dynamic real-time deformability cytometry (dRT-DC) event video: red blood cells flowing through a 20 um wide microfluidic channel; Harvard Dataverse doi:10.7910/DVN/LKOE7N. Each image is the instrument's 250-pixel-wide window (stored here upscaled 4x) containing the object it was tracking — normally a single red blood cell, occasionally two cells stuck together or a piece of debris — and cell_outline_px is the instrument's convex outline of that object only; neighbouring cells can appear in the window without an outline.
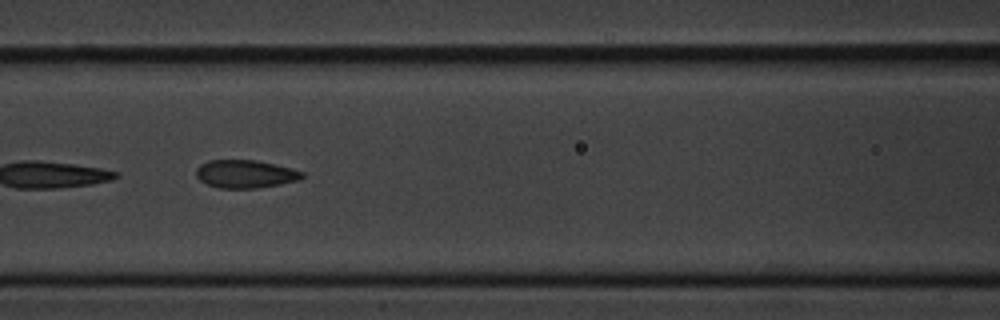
{"species": "common noctule bat (a hibernating species)", "species_latin": "Nyctalus noctula", "temperature_condition": "cold", "stored_images_in_passage": 41, "camera_frame_rate_fps": 3000, "um_per_image_px": 0.085, "animal": {"sex": "male", "body_mass_g": 20.1, "forearm_length_mm": 53.5}, "frame": {"image": 1, "passage_image": 24, "time_ms": 7.667, "image_size_px": [1000, 320], "cell_outline_px": [[304, 176], [300, 180], [280, 184], [256, 188], [220, 188], [208, 184], [200, 180], [196, 176], [196, 168], [200, 164], [208, 160], [256, 160], [304, 172]], "centroid_in_image_um": [20.83, 14.79], "position_along_channel_um": 145.8, "area_um2": 17.17}}
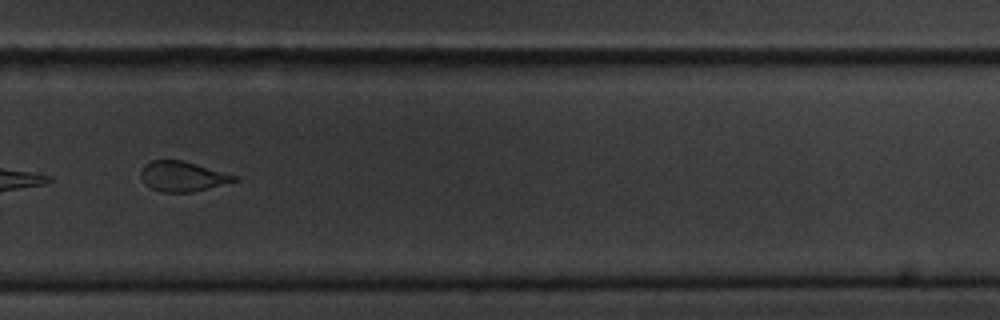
{"frame": {"image": 2, "passage_image": 38, "time_ms": 12.333, "image_size_px": [1000, 320], "cell_outline_px": [[240, 180], [192, 192], [160, 192], [144, 184], [140, 176], [140, 172], [144, 164], [152, 160], [180, 160], [236, 176]], "centroid_in_image_um": [15.45, 15.0], "position_along_channel_um": 314.3, "area_um2": 16.13}}
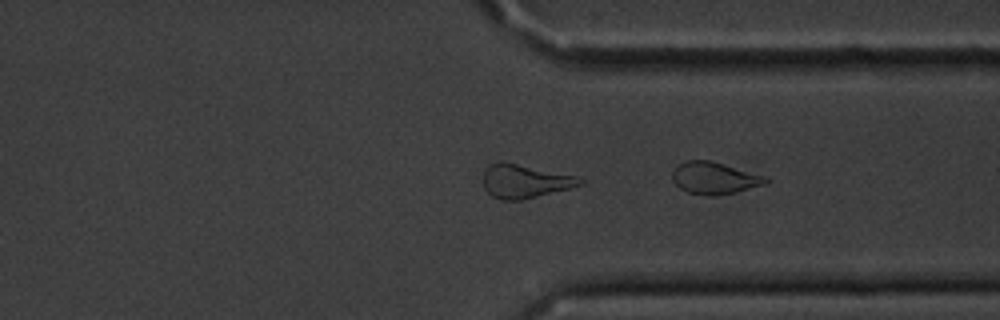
{"frame": {"image": 3, "passage_image": 41, "time_ms": 13.333, "image_size_px": [1000, 320], "cell_outline_px": [[772, 180], [768, 184], [736, 192], [716, 196], [708, 196], [688, 192], [680, 188], [672, 180], [672, 172], [684, 160], [708, 160], [768, 176]], "centroid_in_image_um": [60.79, 15.15], "position_along_channel_um": 350.6, "area_um2": 17.63}}